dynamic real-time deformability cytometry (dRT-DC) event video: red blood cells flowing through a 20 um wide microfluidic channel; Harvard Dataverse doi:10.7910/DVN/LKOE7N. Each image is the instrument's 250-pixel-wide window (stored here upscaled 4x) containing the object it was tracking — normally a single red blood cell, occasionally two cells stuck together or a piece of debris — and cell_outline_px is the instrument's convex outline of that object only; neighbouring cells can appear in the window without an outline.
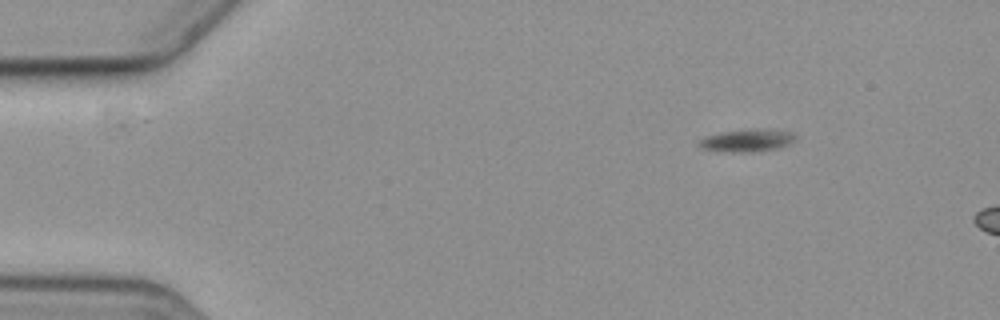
{"species": "common noctule bat (a hibernating species)", "species_latin": "Nyctalus noctula", "temperature_condition": "cold", "stored_images_in_passage": 4, "camera_frame_rate_fps": 3000, "um_per_image_px": 0.085, "animal": {"sex": "female", "body_mass_g": 19.3, "forearm_length_mm": 54.1}, "frame": {"image": 1, "passage_image": 1, "time_ms": 0.0, "image_size_px": [1000, 320], "cell_outline_px": [[796, 140], [780, 148], [756, 152], [716, 152], [704, 148], [696, 144], [704, 136], [724, 132], [756, 128], [764, 128], [792, 132], [796, 136]], "centroid_in_image_um": [63.52, 11.94], "position_along_channel_um": 21.5, "area_um2": 12.95}}